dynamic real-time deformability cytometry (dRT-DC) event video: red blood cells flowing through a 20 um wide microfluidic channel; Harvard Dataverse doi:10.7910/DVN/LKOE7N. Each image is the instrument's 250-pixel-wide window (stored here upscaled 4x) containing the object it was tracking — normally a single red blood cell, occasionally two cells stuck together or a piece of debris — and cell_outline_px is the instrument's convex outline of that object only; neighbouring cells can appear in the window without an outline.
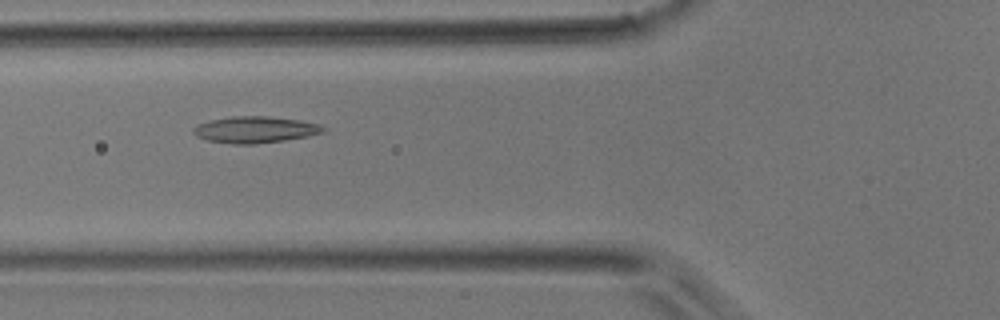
{"species": "common noctule bat (a hibernating species)", "species_latin": "Nyctalus noctula", "temperature_condition": "room temperature", "stored_images_in_passage": 38, "camera_frame_rate_fps": 3000, "um_per_image_px": 0.085, "animal": {"sex": "male", "body_mass_g": 17.9}, "frame": {"image": 1, "passage_image": 8, "time_ms": 2.333, "image_size_px": [1000, 320], "cell_outline_px": [[328, 128], [324, 132], [308, 136], [284, 140], [256, 144], [232, 144], [208, 140], [196, 136], [192, 132], [192, 128], [200, 124], [212, 120], [232, 116], [268, 116], [300, 120], [320, 124]], "centroid_in_image_um": [21.72, 11.02], "position_along_channel_um": 104.1, "area_um2": 20.06}}
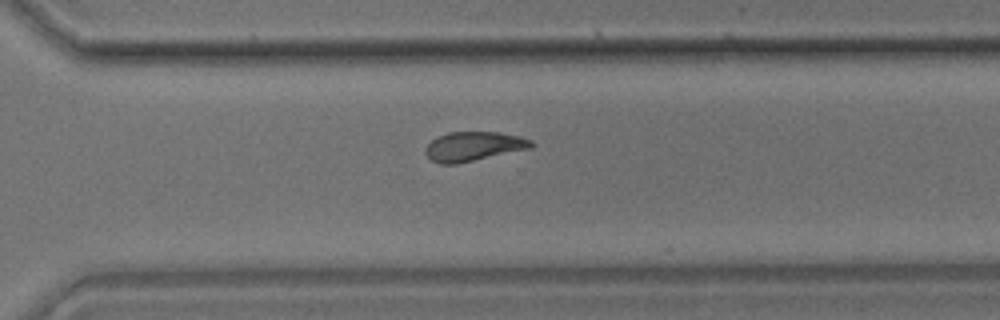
{"frame": {"image": 2, "passage_image": 24, "time_ms": 7.667, "image_size_px": [1000, 320], "cell_outline_px": [[536, 144], [532, 148], [456, 164], [440, 164], [432, 160], [424, 152], [428, 144], [436, 136], [448, 132], [500, 132], [520, 136], [532, 140]], "centroid_in_image_um": [40.28, 12.43], "position_along_channel_um": 330.3, "area_um2": 18.21}}
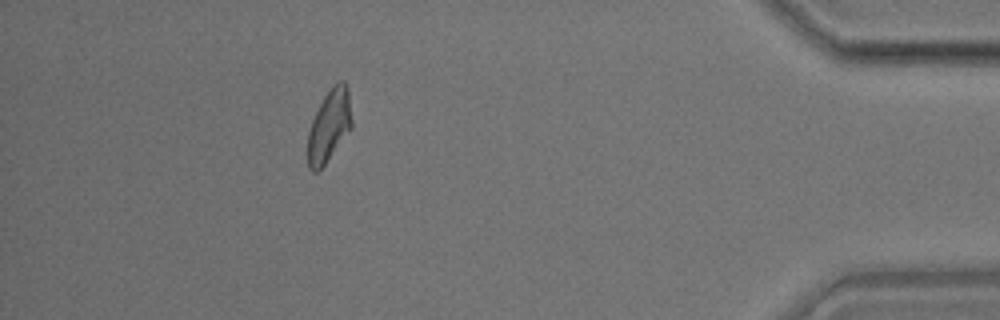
{"frame": {"image": 3, "passage_image": 33, "time_ms": 10.667, "image_size_px": [1000, 320], "cell_outline_px": [[352, 128], [324, 164], [316, 172], [312, 172], [308, 168], [308, 132], [312, 120], [324, 96], [332, 84], [340, 80], [344, 80], [348, 88], [352, 120]], "centroid_in_image_um": [27.99, 10.65], "position_along_channel_um": 407.2, "area_um2": 18.44}}